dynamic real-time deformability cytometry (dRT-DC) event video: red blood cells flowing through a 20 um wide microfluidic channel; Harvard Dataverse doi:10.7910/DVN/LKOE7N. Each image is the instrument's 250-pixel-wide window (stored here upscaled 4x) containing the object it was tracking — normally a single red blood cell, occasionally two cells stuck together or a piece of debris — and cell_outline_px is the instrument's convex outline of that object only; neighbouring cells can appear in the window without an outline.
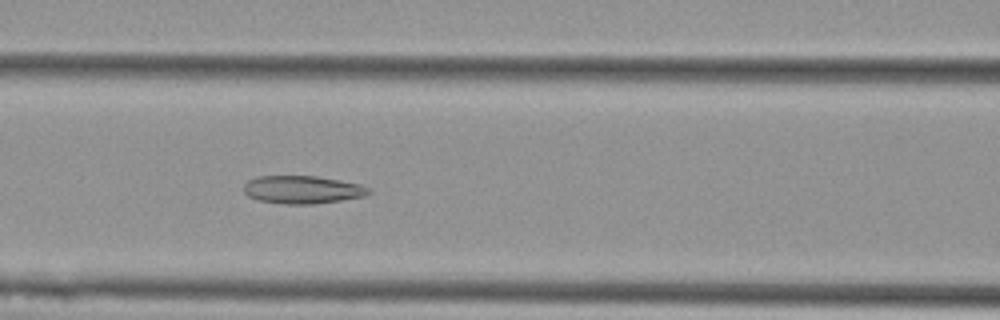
{"species": "Egyptian fruit bat (a non-hibernating species)", "species_latin": "Rousettus aegyptiacus", "temperature_condition": "cold", "stored_images_in_passage": 34, "camera_frame_rate_fps": 3000, "um_per_image_px": 0.085, "animal": {"sex": "female"}, "frame": {"image": 1, "passage_image": 9, "time_ms": 2.667, "image_size_px": [1000, 320], "cell_outline_px": [[372, 192], [364, 196], [340, 200], [312, 204], [284, 204], [256, 200], [248, 196], [244, 192], [244, 184], [248, 180], [256, 176], [316, 176], [340, 180], [360, 184], [372, 188]], "centroid_in_image_um": [25.7, 16.12], "position_along_channel_um": 140.9, "area_um2": 20.46}}
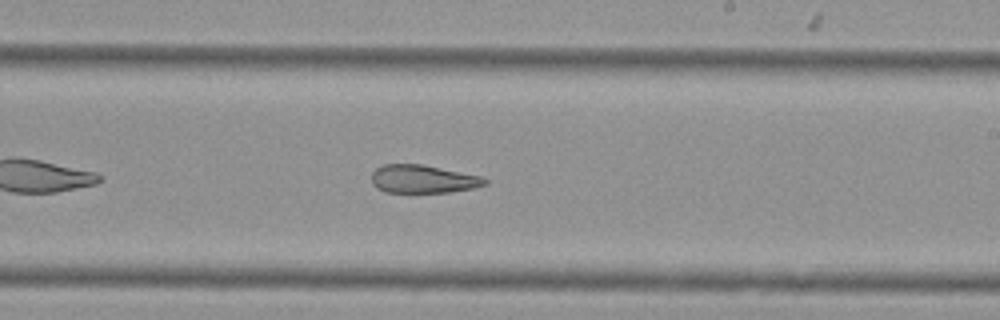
{"frame": {"image": 2, "passage_image": 18, "time_ms": 5.667, "image_size_px": [1000, 320], "cell_outline_px": [[488, 184], [472, 188], [448, 192], [384, 192], [376, 188], [372, 184], [372, 172], [376, 168], [384, 164], [420, 164], [480, 176], [488, 180]], "centroid_in_image_um": [35.92, 15.22], "position_along_channel_um": 253.1, "area_um2": 18.44}}
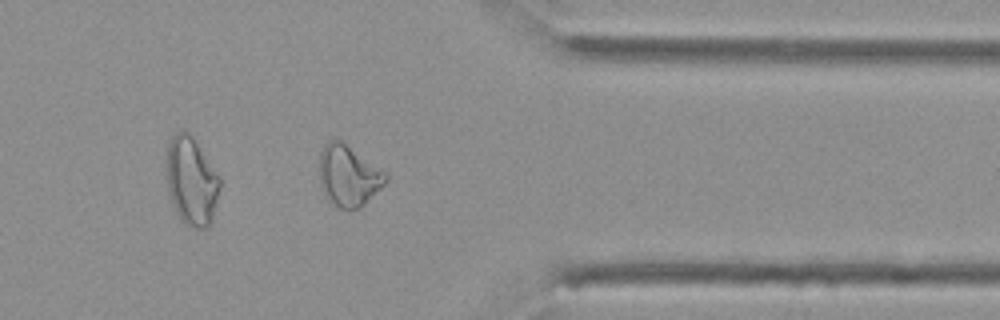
{"frame": {"image": 3, "passage_image": 29, "time_ms": 9.333, "image_size_px": [1000, 320], "cell_outline_px": [[388, 180], [360, 208], [348, 212], [340, 208], [328, 200], [320, 188], [320, 152], [324, 144], [328, 140], [340, 140], [388, 172]], "centroid_in_image_um": [29.63, 14.95], "position_along_channel_um": 381.8, "area_um2": 23.87}}